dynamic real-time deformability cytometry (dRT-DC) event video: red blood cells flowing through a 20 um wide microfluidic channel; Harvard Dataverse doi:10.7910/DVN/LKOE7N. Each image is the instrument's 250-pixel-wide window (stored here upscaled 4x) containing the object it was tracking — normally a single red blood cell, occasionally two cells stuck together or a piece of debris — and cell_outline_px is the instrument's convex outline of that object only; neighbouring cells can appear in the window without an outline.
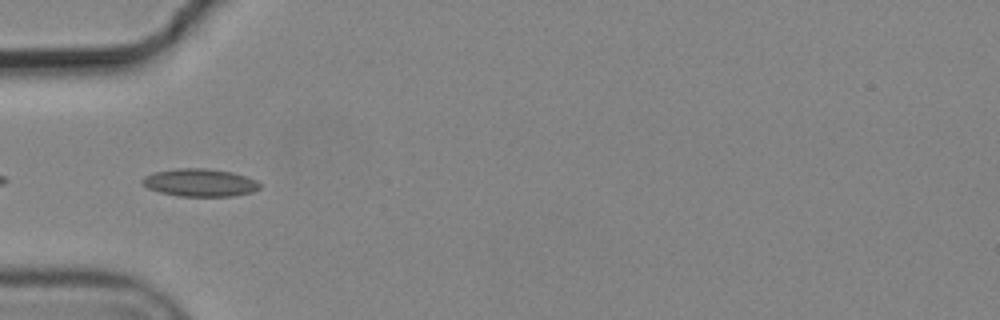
{"species": "common noctule bat (a hibernating species)", "species_latin": "Nyctalus noctula", "temperature_condition": "cold", "stored_images_in_passage": 5, "camera_frame_rate_fps": 3000, "um_per_image_px": 0.085, "animal": {"sex": "male", "body_mass_g": 19.2, "forearm_length_mm": 51.8}, "frame": {"image": 1, "passage_image": 3, "time_ms": 0.667, "image_size_px": [1000, 320], "cell_outline_px": [[260, 188], [252, 192], [232, 196], [180, 196], [160, 192], [148, 188], [140, 180], [144, 176], [156, 172], [176, 168], [208, 168], [232, 172], [256, 180], [260, 184]], "centroid_in_image_um": [16.99, 15.52], "position_along_channel_um": 68.0, "area_um2": 18.9}}
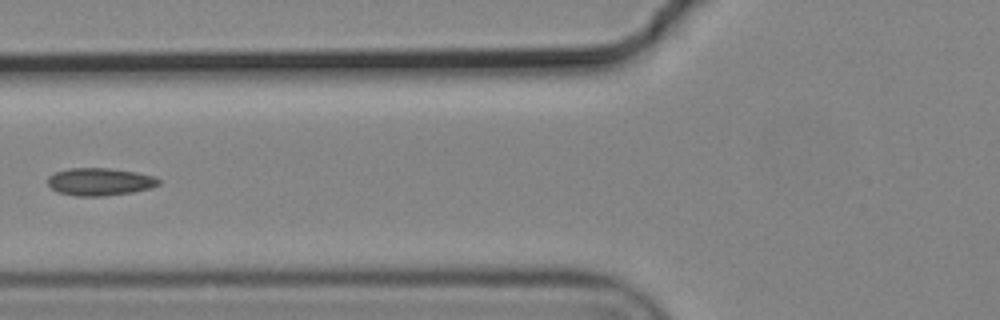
{"frame": {"image": 2, "passage_image": 4, "time_ms": 1.0, "image_size_px": [1000, 320], "cell_outline_px": [[160, 184], [152, 188], [132, 192], [104, 196], [76, 196], [56, 192], [48, 184], [48, 176], [56, 172], [68, 168], [108, 168], [136, 172], [156, 176], [160, 180]], "centroid_in_image_um": [8.5, 15.45], "position_along_channel_um": 117.3, "area_um2": 17.98}}
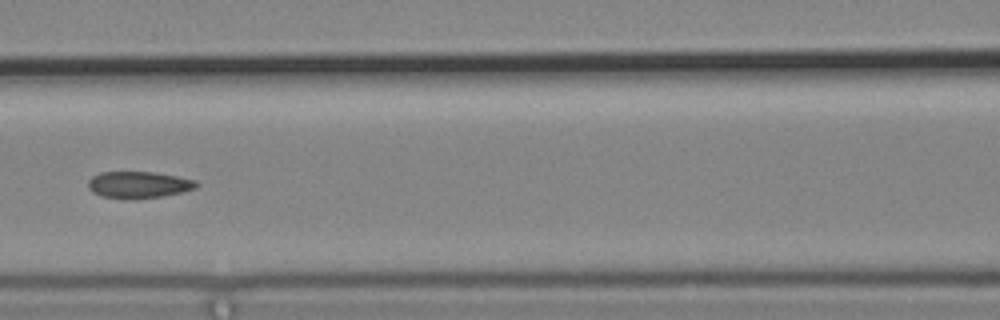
{"frame": {"image": 3, "passage_image": 5, "time_ms": 1.333, "image_size_px": [1000, 320], "cell_outline_px": [[200, 184], [196, 188], [184, 192], [160, 196], [100, 196], [92, 192], [88, 188], [88, 180], [92, 176], [100, 172], [152, 172], [176, 176], [196, 180]], "centroid_in_image_um": [11.81, 15.66], "position_along_channel_um": 154.8, "area_um2": 16.18}}